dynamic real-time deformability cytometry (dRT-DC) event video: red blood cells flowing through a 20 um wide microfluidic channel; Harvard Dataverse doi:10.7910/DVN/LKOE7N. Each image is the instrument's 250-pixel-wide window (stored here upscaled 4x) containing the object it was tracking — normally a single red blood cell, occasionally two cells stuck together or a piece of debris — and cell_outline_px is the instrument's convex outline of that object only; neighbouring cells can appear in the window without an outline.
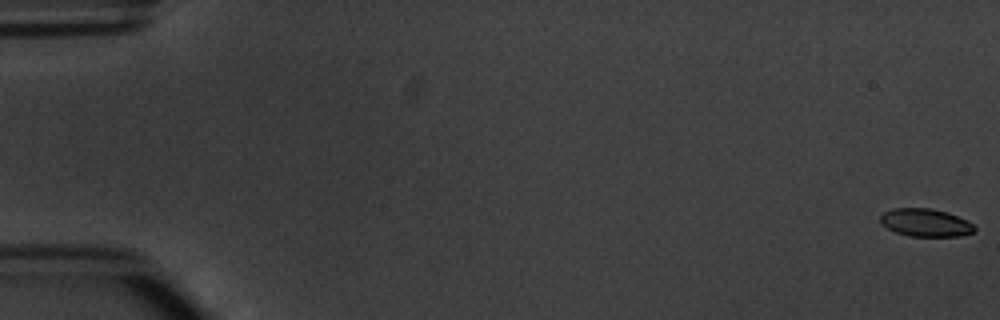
{"species": "common noctule bat (a hibernating species)", "species_latin": "Nyctalus noctula", "temperature_condition": "warm", "stored_images_in_passage": 5, "camera_frame_rate_fps": 3000, "um_per_image_px": 0.085, "animal": {"sex": "male", "body_mass_g": 20.1, "forearm_length_mm": 53.5}, "frame": {"image": 1, "passage_image": 1, "time_ms": 0.0, "image_size_px": [1000, 320], "cell_outline_px": [[976, 228], [972, 232], [960, 236], [908, 236], [896, 232], [880, 224], [880, 216], [884, 212], [892, 208], [932, 208], [948, 212], [968, 220]], "centroid_in_image_um": [78.66, 18.91], "position_along_channel_um": 6.3, "area_um2": 15.37}}
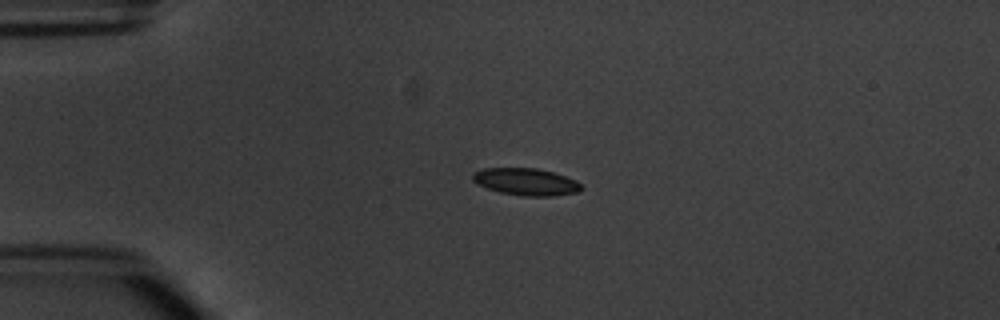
{"frame": {"image": 2, "passage_image": 4, "time_ms": 4.333, "image_size_px": [1000, 320], "cell_outline_px": [[584, 188], [576, 192], [552, 196], [520, 196], [500, 192], [476, 184], [472, 180], [472, 172], [484, 168], [536, 168], [552, 172], [576, 180]], "centroid_in_image_um": [44.67, 15.45], "position_along_channel_um": 40.3, "area_um2": 17.17}}